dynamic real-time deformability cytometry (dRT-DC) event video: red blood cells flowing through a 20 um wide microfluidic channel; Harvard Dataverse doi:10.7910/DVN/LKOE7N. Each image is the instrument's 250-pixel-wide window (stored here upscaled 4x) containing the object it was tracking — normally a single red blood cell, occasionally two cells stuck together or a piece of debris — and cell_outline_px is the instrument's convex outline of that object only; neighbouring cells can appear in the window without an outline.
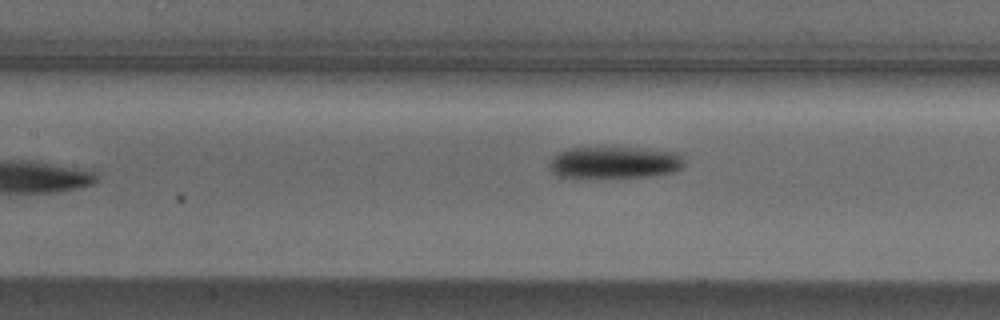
{"species": "Egyptian fruit bat (a non-hibernating species)", "species_latin": "Rousettus aegyptiacus", "temperature_condition": "cold", "stored_images_in_passage": 8, "camera_frame_rate_fps": 3000, "um_per_image_px": 0.085, "animal": {"sex": "male"}, "frame": {"image": 1, "passage_image": 8, "time_ms": 2.333, "image_size_px": [1000, 320], "cell_outline_px": [[684, 164], [680, 168], [672, 172], [648, 176], [556, 176], [552, 172], [552, 160], [556, 152], [568, 148], [616, 144], [676, 152], [684, 160]], "centroid_in_image_um": [52.25, 13.72], "position_along_channel_um": 155.2, "area_um2": 25.49}}